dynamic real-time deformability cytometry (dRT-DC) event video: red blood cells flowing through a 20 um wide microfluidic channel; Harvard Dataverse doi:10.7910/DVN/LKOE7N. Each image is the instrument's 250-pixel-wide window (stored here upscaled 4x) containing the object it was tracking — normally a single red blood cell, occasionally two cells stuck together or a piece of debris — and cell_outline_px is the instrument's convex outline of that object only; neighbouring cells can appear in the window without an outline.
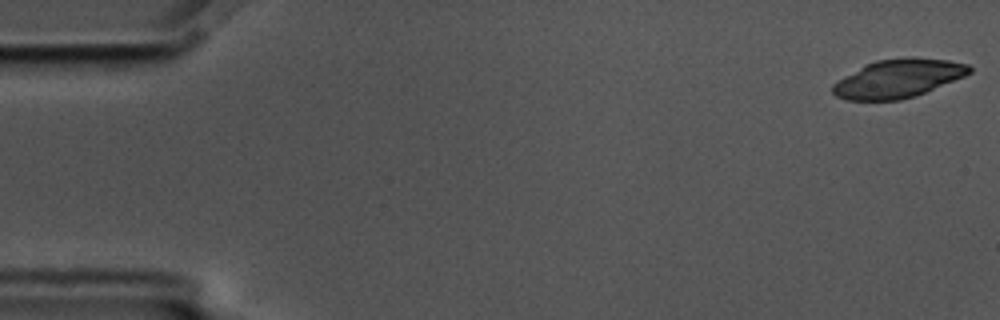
{"species": "common noctule bat (a hibernating species)", "species_latin": "Nyctalus noctula", "temperature_condition": "cold", "stored_images_in_passage": 57, "camera_frame_rate_fps": 3000, "um_per_image_px": 0.085, "animal": {"sex": "male", "body_mass_g": 17.5, "forearm_length_mm": 52.3}, "frame": {"image": 1, "passage_image": 1, "time_ms": 0.0, "image_size_px": [1000, 320], "cell_outline_px": [[972, 72], [964, 76], [916, 96], [900, 100], [844, 100], [836, 96], [832, 92], [832, 84], [864, 64], [876, 60], [912, 56], [948, 60], [968, 64], [972, 68]], "centroid_in_image_um": [76.34, 6.66], "position_along_channel_um": 8.7, "area_um2": 30.75}}
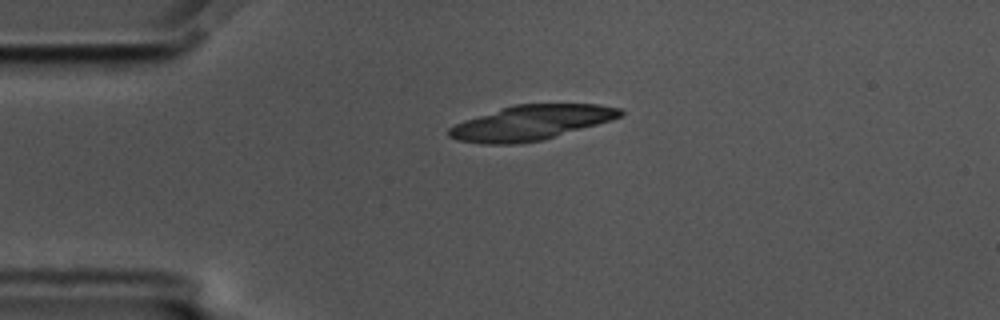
{"frame": {"image": 2, "passage_image": 13, "time_ms": 4.0, "image_size_px": [1000, 320], "cell_outline_px": [[624, 116], [612, 120], [544, 140], [516, 144], [480, 144], [456, 140], [448, 136], [448, 128], [464, 120], [516, 104], [600, 104], [620, 108], [624, 112]], "centroid_in_image_um": [45.17, 10.44], "position_along_channel_um": 39.8, "area_um2": 34.85}}